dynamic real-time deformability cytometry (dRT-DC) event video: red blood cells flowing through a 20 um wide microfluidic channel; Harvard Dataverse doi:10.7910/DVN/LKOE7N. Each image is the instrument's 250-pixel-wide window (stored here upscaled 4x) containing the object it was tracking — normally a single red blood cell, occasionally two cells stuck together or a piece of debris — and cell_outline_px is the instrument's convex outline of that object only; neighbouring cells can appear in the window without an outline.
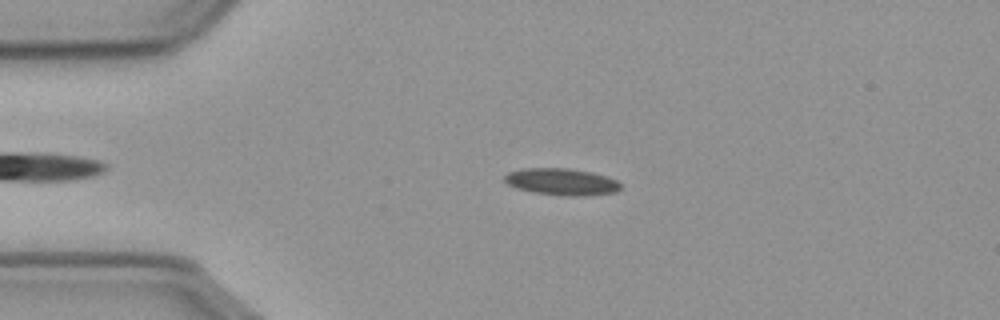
{"species": "common noctule bat (a hibernating species)", "species_latin": "Nyctalus noctula", "temperature_condition": "cold", "stored_images_in_passage": 50, "camera_frame_rate_fps": 3000, "um_per_image_px": 0.085, "animal": {"sex": "male", "body_mass_g": 23.1, "forearm_length_mm": 52.7}, "frame": {"image": 1, "passage_image": 12, "time_ms": 3.667, "image_size_px": [1000, 320], "cell_outline_px": [[620, 188], [616, 192], [576, 196], [572, 196], [536, 192], [516, 188], [508, 184], [504, 180], [504, 176], [508, 172], [524, 168], [568, 168], [592, 172], [616, 180], [620, 184]], "centroid_in_image_um": [47.71, 15.43], "position_along_channel_um": 37.3, "area_um2": 17.8}}
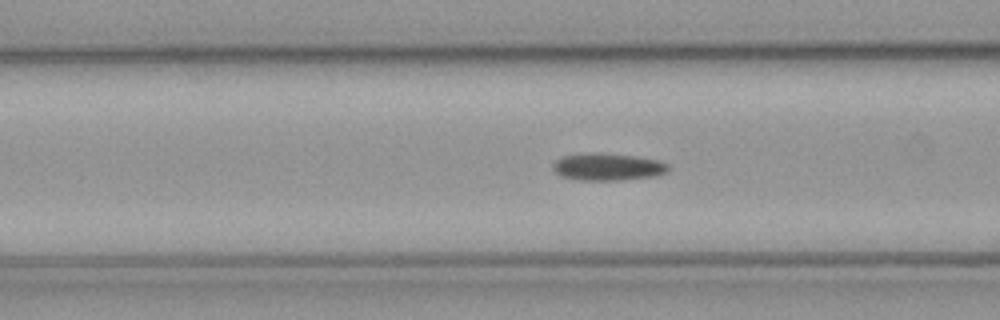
{"frame": {"image": 2, "passage_image": 21, "time_ms": 6.667, "image_size_px": [1000, 320], "cell_outline_px": [[668, 172], [656, 176], [620, 180], [580, 180], [560, 176], [552, 168], [552, 164], [560, 156], [632, 156], [656, 160], [668, 164]], "centroid_in_image_um": [51.68, 14.25], "position_along_channel_um": 114.9, "area_um2": 17.22}}
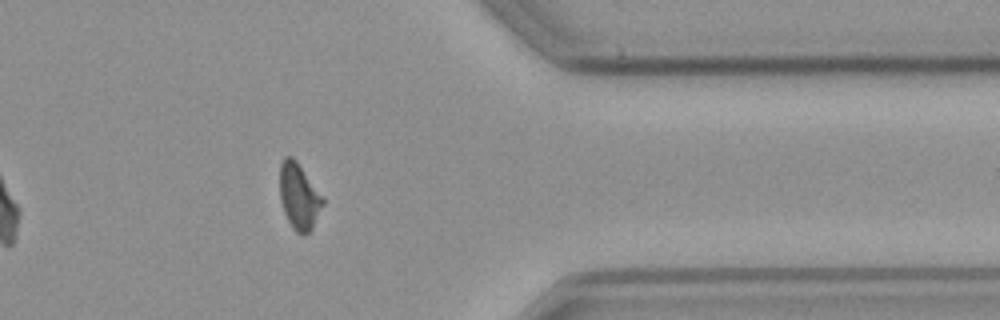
{"frame": {"image": 3, "passage_image": 45, "time_ms": 14.667, "image_size_px": [1000, 320], "cell_outline_px": [[324, 204], [312, 228], [304, 236], [296, 232], [292, 228], [284, 212], [280, 200], [280, 164], [284, 156], [292, 156], [296, 160], [324, 200]], "centroid_in_image_um": [25.39, 16.71], "position_along_channel_um": 386.0, "area_um2": 16.36}, "authors_computed_cell_mechanics": {"area_um2": 17.4267, "velocity_mm_per_s": 3.6022, "shape_relaxation_time_tau1_ms": null, "shape_relaxation_time_tau2_ms": 5.1842, "deformation_change_tau1": null, "deformation_change_tau2": 0.1164}}